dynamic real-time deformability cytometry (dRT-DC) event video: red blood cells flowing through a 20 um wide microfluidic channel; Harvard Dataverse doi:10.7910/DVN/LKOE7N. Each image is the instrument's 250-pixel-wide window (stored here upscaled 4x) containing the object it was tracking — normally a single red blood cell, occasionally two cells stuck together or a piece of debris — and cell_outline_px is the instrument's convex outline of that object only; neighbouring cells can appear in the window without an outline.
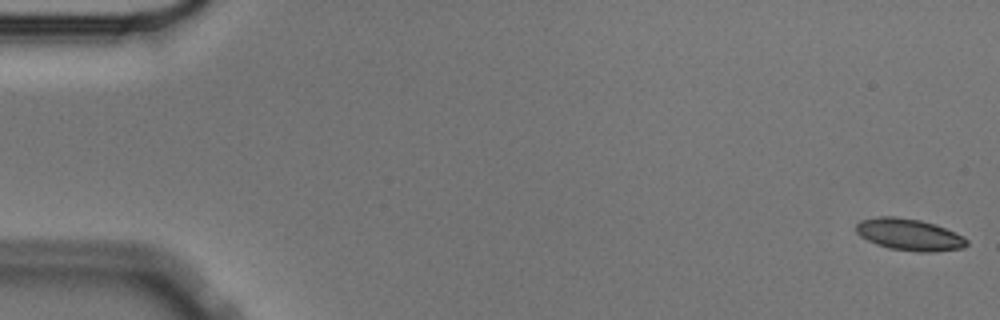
{"species": "Egyptian fruit bat (a non-hibernating species)", "species_latin": "Rousettus aegyptiacus", "temperature_condition": "cold", "stored_images_in_passage": 57, "camera_frame_rate_fps": 3000, "um_per_image_px": 0.085, "animal": {"sex": "male"}, "frame": {"image": 1, "passage_image": 1, "time_ms": 0.0, "image_size_px": [1000, 320], "cell_outline_px": [[968, 244], [964, 248], [936, 252], [916, 252], [888, 248], [876, 244], [860, 236], [856, 232], [856, 224], [864, 220], [880, 216], [896, 216], [920, 220], [936, 224], [964, 236], [968, 240]], "centroid_in_image_um": [77.33, 19.95], "position_along_channel_um": 7.7, "area_um2": 20.63}}
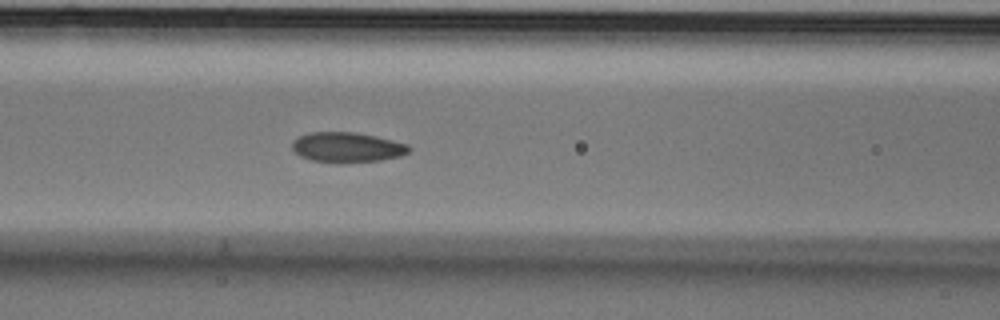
{"frame": {"image": 2, "passage_image": 24, "time_ms": 7.667, "image_size_px": [1000, 320], "cell_outline_px": [[412, 148], [408, 152], [400, 156], [380, 160], [312, 160], [300, 156], [292, 148], [292, 140], [308, 132], [356, 132], [376, 136], [408, 144]], "centroid_in_image_um": [29.51, 12.47], "position_along_channel_um": 137.1, "area_um2": 19.71}}
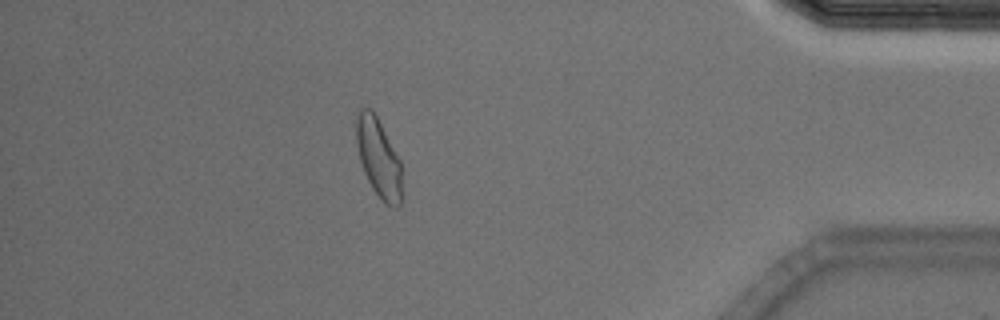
{"frame": {"image": 3, "passage_image": 50, "time_ms": 16.333, "image_size_px": [1000, 320], "cell_outline_px": [[404, 200], [396, 208], [384, 204], [380, 200], [372, 188], [364, 172], [360, 160], [356, 144], [356, 116], [360, 108], [372, 108], [400, 160], [404, 196]], "centroid_in_image_um": [32.21, 13.49], "position_along_channel_um": 403.0, "area_um2": 21.44}, "authors_computed_cell_mechanics": {"area_um2": 20.519, "velocity_mm_per_s": 3.5397, "shape_relaxation_time_tau1_ms": 6.9904, "shape_relaxation_time_tau2_ms": 1.9672, "deformation_change_tau1": 0.1433, "deformation_change_tau2": 0.0666}}